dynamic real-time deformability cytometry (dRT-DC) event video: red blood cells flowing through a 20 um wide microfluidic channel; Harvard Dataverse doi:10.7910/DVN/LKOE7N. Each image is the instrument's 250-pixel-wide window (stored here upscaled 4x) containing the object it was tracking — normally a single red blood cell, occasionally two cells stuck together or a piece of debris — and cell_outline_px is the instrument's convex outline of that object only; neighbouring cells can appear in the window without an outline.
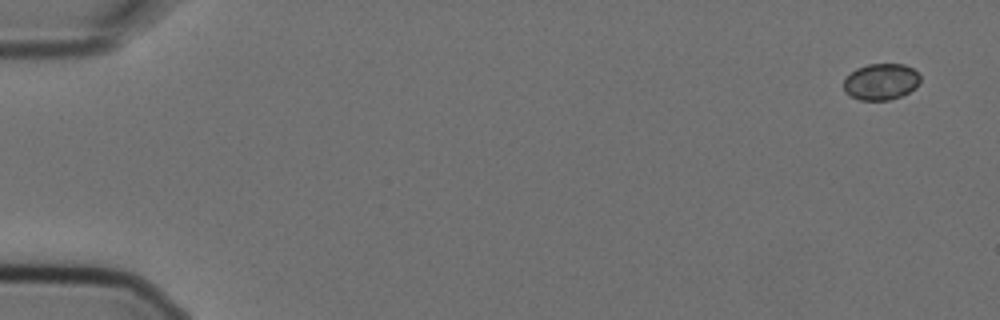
{"species": "Egyptian fruit bat (a non-hibernating species)", "species_latin": "Rousettus aegyptiacus", "temperature_condition": "cold", "stored_images_in_passage": 7, "camera_frame_rate_fps": 3000, "um_per_image_px": 0.085, "animal": {"sex": "female"}, "frame": {"image": 1, "passage_image": 1, "time_ms": 0.0, "image_size_px": [1000, 320], "cell_outline_px": [[920, 80], [916, 88], [900, 96], [888, 100], [860, 100], [844, 92], [844, 80], [856, 68], [868, 64], [904, 64], [912, 68], [920, 76]], "centroid_in_image_um": [74.89, 6.94], "position_along_channel_um": 10.1, "area_um2": 16.13}}
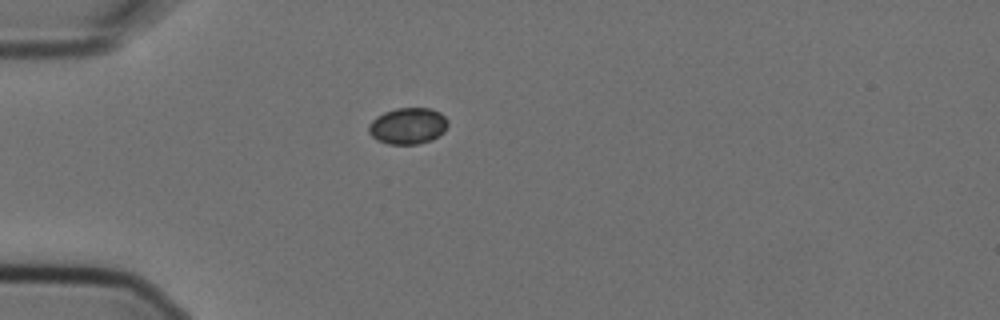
{"frame": {"image": 2, "passage_image": 5, "time_ms": 1.333, "image_size_px": [1000, 320], "cell_outline_px": [[448, 124], [444, 132], [432, 140], [416, 144], [388, 144], [376, 140], [368, 132], [368, 124], [376, 116], [384, 112], [396, 108], [432, 108], [440, 112], [448, 120]], "centroid_in_image_um": [34.66, 10.7], "position_along_channel_um": 50.3, "area_um2": 16.99}}
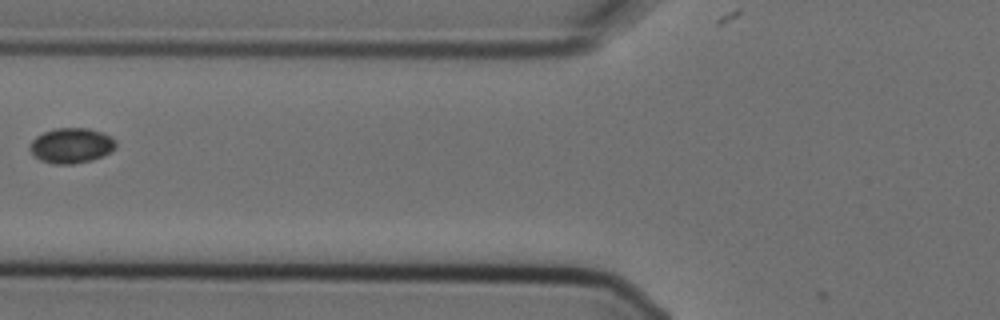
{"frame": {"image": 3, "passage_image": 7, "time_ms": 2.0, "image_size_px": [1000, 320], "cell_outline_px": [[116, 148], [92, 160], [72, 164], [52, 164], [40, 160], [28, 148], [32, 140], [36, 136], [44, 132], [56, 128], [88, 128], [104, 132], [116, 140]], "centroid_in_image_um": [6.06, 12.36], "position_along_channel_um": 119.7, "area_um2": 17.63}}